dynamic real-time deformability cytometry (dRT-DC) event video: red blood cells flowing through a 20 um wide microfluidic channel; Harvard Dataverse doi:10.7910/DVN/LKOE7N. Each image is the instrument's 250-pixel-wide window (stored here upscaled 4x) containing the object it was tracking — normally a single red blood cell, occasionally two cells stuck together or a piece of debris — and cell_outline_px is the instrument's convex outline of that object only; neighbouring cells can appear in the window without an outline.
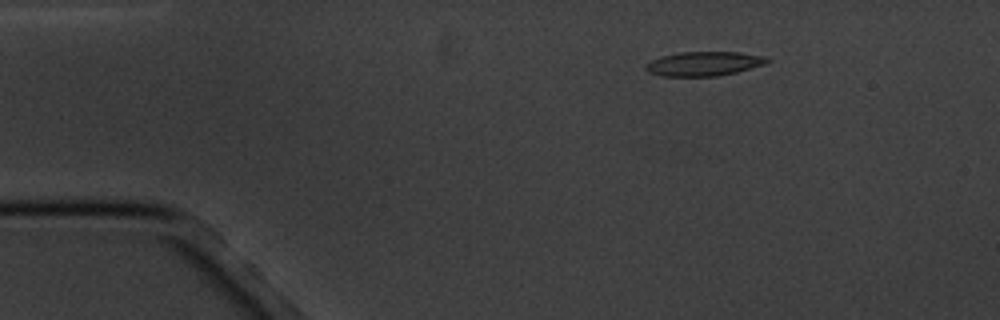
{"species": "common noctule bat (a hibernating species)", "species_latin": "Nyctalus noctula", "temperature_condition": "cold", "stored_images_in_passage": 3, "camera_frame_rate_fps": 3000, "um_per_image_px": 0.085, "animal": {"sex": "male", "body_mass_g": 20.1, "forearm_length_mm": 53.5}, "frame": {"image": 1, "passage_image": 1, "time_ms": 0.0, "image_size_px": [1000, 320], "cell_outline_px": [[772, 60], [764, 64], [736, 72], [716, 76], [660, 76], [648, 72], [644, 68], [644, 64], [660, 56], [680, 52], [740, 52], [764, 56]], "centroid_in_image_um": [59.79, 5.41], "position_along_channel_um": 25.2, "area_um2": 17.22}}
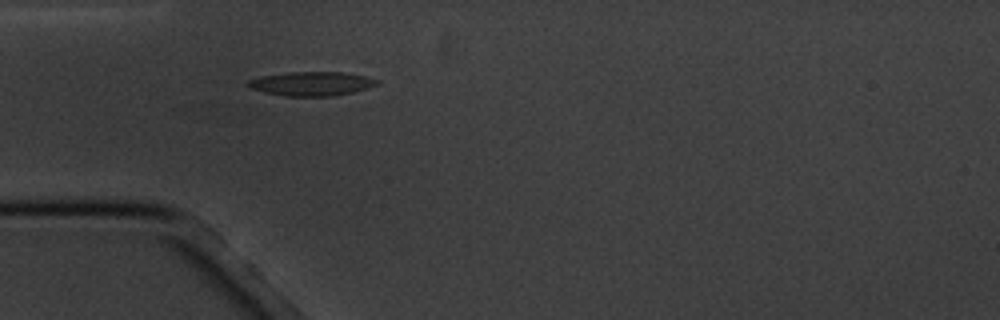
{"frame": {"image": 2, "passage_image": 3, "time_ms": 2.667, "image_size_px": [1000, 320], "cell_outline_px": [[380, 84], [352, 92], [336, 96], [284, 96], [264, 92], [252, 88], [244, 84], [248, 80], [260, 76], [288, 72], [344, 72], [364, 76], [380, 80]], "centroid_in_image_um": [26.47, 7.11], "position_along_channel_um": 58.5, "area_um2": 18.15}}